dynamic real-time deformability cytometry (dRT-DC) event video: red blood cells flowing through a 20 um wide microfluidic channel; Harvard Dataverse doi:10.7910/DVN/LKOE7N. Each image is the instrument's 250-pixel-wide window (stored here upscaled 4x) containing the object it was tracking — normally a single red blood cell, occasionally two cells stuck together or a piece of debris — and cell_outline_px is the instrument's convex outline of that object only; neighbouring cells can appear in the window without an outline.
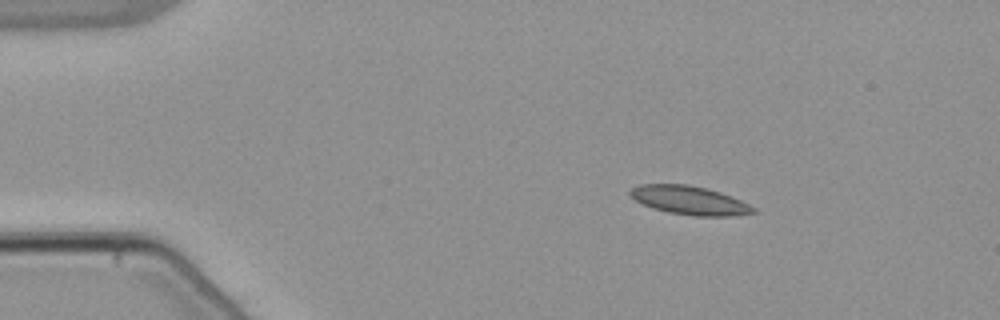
{"species": "common noctule bat (a hibernating species)", "species_latin": "Nyctalus noctula", "temperature_condition": "warm", "stored_images_in_passage": 46, "camera_frame_rate_fps": 3000, "um_per_image_px": 0.085, "animal": {"sex": "male", "body_mass_g": 21.5, "forearm_length_mm": 52.0}, "frame": {"image": 1, "passage_image": 1, "time_ms": 0.0, "image_size_px": [1000, 320], "cell_outline_px": [[756, 212], [732, 216], [696, 216], [668, 212], [652, 208], [636, 200], [628, 192], [632, 188], [640, 184], [688, 184], [708, 188], [720, 192], [740, 200], [756, 208]], "centroid_in_image_um": [58.62, 17.02], "position_along_channel_um": 26.4, "area_um2": 20.46}}
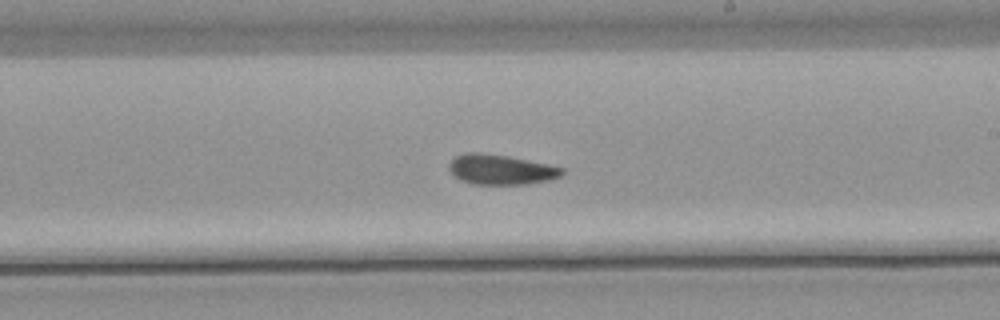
{"frame": {"image": 2, "passage_image": 24, "time_ms": 7.667, "image_size_px": [1000, 320], "cell_outline_px": [[564, 172], [560, 176], [548, 180], [524, 184], [472, 184], [460, 180], [448, 168], [448, 164], [456, 156], [464, 152], [480, 152], [508, 156], [548, 164], [564, 168]], "centroid_in_image_um": [42.55, 14.4], "position_along_channel_um": 246.4, "area_um2": 19.71}}
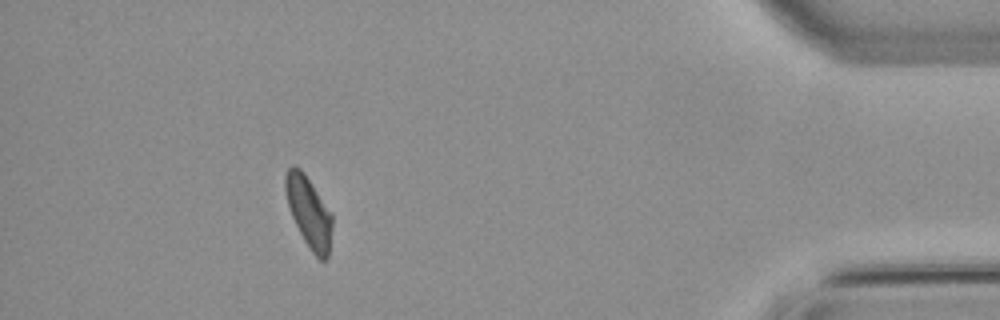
{"frame": {"image": 3, "passage_image": 41, "time_ms": 13.333, "image_size_px": [1000, 320], "cell_outline_px": [[332, 228], [328, 256], [324, 260], [320, 260], [312, 252], [304, 240], [292, 216], [288, 204], [284, 188], [284, 176], [288, 168], [292, 164], [300, 168], [304, 172], [332, 212]], "centroid_in_image_um": [26.25, 17.98], "position_along_channel_um": 409.0, "area_um2": 19.36}, "authors_computed_cell_mechanics": {"area_um2": 19.7676, "velocity_mm_per_s": 3.8223, "shape_relaxation_time_tau1_ms": null, "shape_relaxation_time_tau2_ms": 5.0081, "deformation_change_tau1": null, "deformation_change_tau2": 0.0928}}